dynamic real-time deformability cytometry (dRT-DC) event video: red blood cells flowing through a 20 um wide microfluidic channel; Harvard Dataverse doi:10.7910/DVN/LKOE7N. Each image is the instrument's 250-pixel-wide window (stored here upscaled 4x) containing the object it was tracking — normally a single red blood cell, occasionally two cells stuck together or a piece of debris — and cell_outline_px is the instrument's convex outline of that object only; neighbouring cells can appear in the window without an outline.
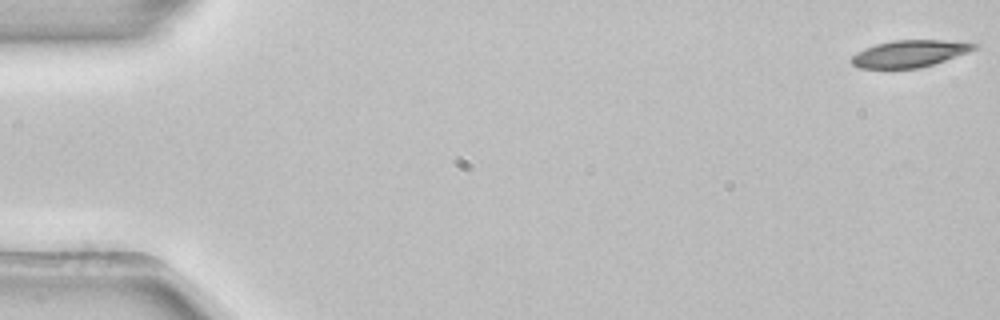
{"species": "common noctule bat (a hibernating species)", "species_latin": "Nyctalus noctula", "temperature_condition": "room temperature", "stored_images_in_passage": 53, "camera_frame_rate_fps": 3000, "um_per_image_px": 0.085, "animal": {"sex": "female", "body_mass_g": 22.7, "forearm_length_mm": 54.2}, "frame": {"image": 1, "passage_image": 1, "time_ms": 0.0, "image_size_px": [1000, 320], "cell_outline_px": [[980, 44], [976, 48], [968, 52], [920, 68], [860, 68], [852, 64], [848, 60], [856, 52], [864, 48], [876, 44], [892, 40], [944, 40]], "centroid_in_image_um": [77.26, 4.55], "position_along_channel_um": 7.7, "area_um2": 19.19}}
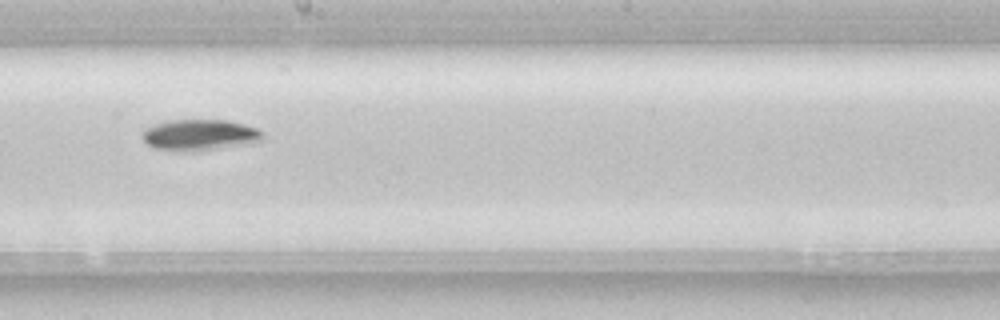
{"frame": {"image": 2, "passage_image": 30, "time_ms": 9.667, "image_size_px": [1000, 320], "cell_outline_px": [[264, 140], [244, 144], [188, 152], [156, 148], [148, 144], [140, 136], [144, 128], [168, 120], [228, 120], [244, 124], [256, 128], [264, 132]], "centroid_in_image_um": [16.97, 11.46], "position_along_channel_um": 231.2, "area_um2": 21.73}}
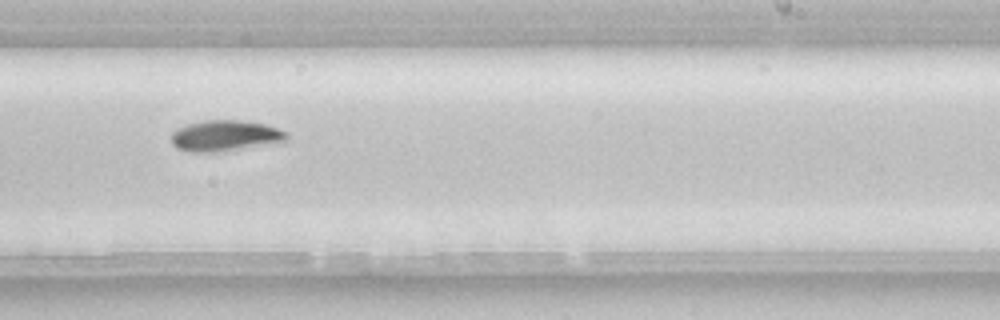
{"frame": {"image": 3, "passage_image": 33, "time_ms": 10.667, "image_size_px": [1000, 320], "cell_outline_px": [[288, 136], [284, 140], [220, 152], [192, 152], [176, 148], [172, 144], [172, 132], [176, 128], [188, 124], [204, 120], [240, 120], [264, 124], [288, 132]], "centroid_in_image_um": [19.06, 11.53], "position_along_channel_um": 269.9, "area_um2": 20.46}, "authors_computed_cell_mechanics": {"area_um2": 19.7098, "velocity_mm_per_s": 3.8948, "shape_relaxation_time_tau1_ms": 4.4099, "shape_relaxation_time_tau2_ms": null, "deformation_change_tau1": 0.1396, "deformation_change_tau2": null}}